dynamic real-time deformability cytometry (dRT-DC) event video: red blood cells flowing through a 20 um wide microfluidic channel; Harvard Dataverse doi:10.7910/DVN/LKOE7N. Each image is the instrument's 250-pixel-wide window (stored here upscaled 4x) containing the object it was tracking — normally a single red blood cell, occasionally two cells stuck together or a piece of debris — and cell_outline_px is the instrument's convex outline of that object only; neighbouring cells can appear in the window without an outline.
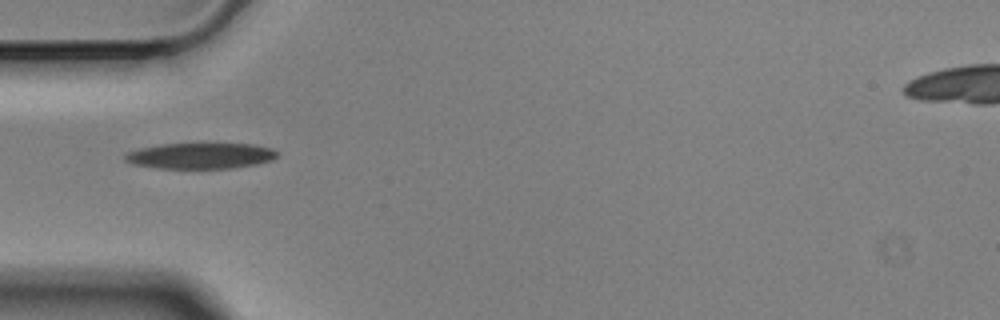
{"species": "Egyptian fruit bat (a non-hibernating species)", "species_latin": "Rousettus aegyptiacus", "temperature_condition": "cold", "stored_images_in_passage": 40, "camera_frame_rate_fps": 3000, "um_per_image_px": 0.085, "animal": {"sex": "male"}, "frame": {"image": 1, "passage_image": 1, "time_ms": 0.0, "image_size_px": [1000, 320], "cell_outline_px": [[276, 156], [272, 160], [256, 164], [232, 168], [156, 168], [132, 164], [124, 160], [124, 156], [128, 152], [140, 148], [160, 144], [252, 144], [272, 148], [276, 152]], "centroid_in_image_um": [17.01, 13.24], "position_along_channel_um": 68.0, "area_um2": 22.77}}
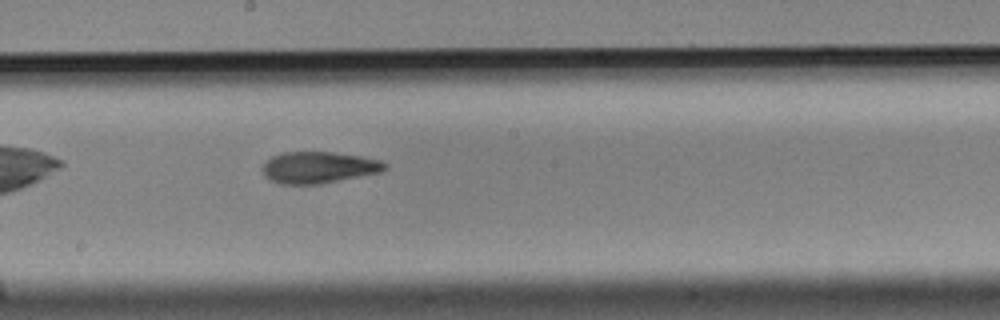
{"frame": {"image": 2, "passage_image": 14, "time_ms": 4.333, "image_size_px": [1000, 320], "cell_outline_px": [[388, 168], [380, 172], [320, 184], [280, 184], [264, 176], [260, 168], [272, 156], [280, 152], [332, 152], [360, 156], [380, 160], [388, 164]], "centroid_in_image_um": [27.07, 14.23], "position_along_channel_um": 221.1, "area_um2": 22.54}}
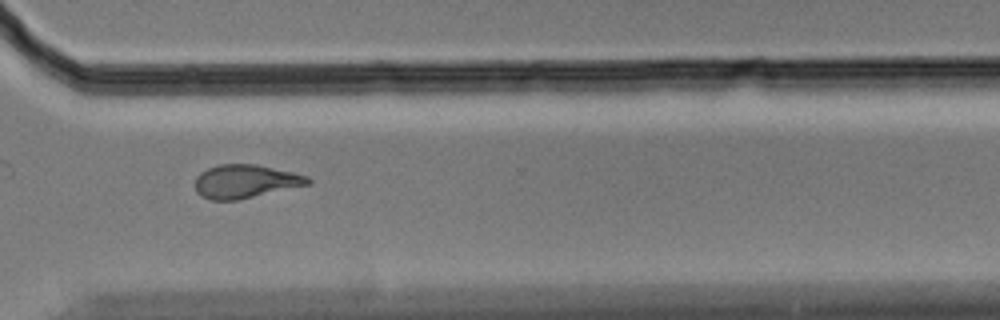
{"frame": {"image": 3, "passage_image": 25, "time_ms": 8.0, "image_size_px": [1000, 320], "cell_outline_px": [[312, 184], [236, 200], [208, 200], [200, 196], [196, 192], [196, 176], [200, 172], [208, 168], [220, 164], [256, 164], [292, 172], [308, 176], [312, 180]], "centroid_in_image_um": [20.86, 15.42], "position_along_channel_um": 349.7, "area_um2": 22.08}, "authors_computed_cell_mechanics": {"area_um2": 22.8021, "velocity_mm_per_s": 3.5177, "shape_relaxation_time_tau1_ms": 6.7549, "shape_relaxation_time_tau2_ms": 3.5207, "deformation_change_tau1": 0.1836, "deformation_change_tau2": 0.1162}}